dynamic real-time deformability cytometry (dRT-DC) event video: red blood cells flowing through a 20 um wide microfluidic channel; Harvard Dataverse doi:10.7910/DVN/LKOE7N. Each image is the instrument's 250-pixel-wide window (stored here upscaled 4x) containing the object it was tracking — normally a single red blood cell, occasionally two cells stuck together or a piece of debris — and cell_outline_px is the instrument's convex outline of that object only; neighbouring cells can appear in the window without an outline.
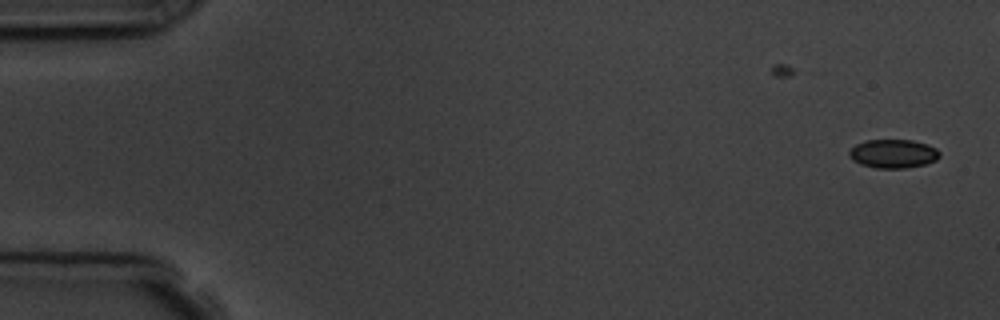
{"species": "common noctule bat (a hibernating species)", "species_latin": "Nyctalus noctula", "temperature_condition": "room temperature", "stored_images_in_passage": 2, "camera_frame_rate_fps": 3000, "um_per_image_px": 0.085, "animal": {"sex": "male", "body_mass_g": 19.5, "forearm_length_mm": 54.6}, "frame": {"image": 1, "passage_image": 2, "time_ms": 1.333, "image_size_px": [1000, 320], "cell_outline_px": [[940, 156], [936, 160], [924, 164], [904, 168], [876, 168], [860, 164], [852, 160], [848, 156], [848, 152], [856, 144], [868, 140], [912, 140], [928, 144], [936, 148], [940, 152]], "centroid_in_image_um": [75.92, 13.06], "position_along_channel_um": 9.1, "area_um2": 15.14}}